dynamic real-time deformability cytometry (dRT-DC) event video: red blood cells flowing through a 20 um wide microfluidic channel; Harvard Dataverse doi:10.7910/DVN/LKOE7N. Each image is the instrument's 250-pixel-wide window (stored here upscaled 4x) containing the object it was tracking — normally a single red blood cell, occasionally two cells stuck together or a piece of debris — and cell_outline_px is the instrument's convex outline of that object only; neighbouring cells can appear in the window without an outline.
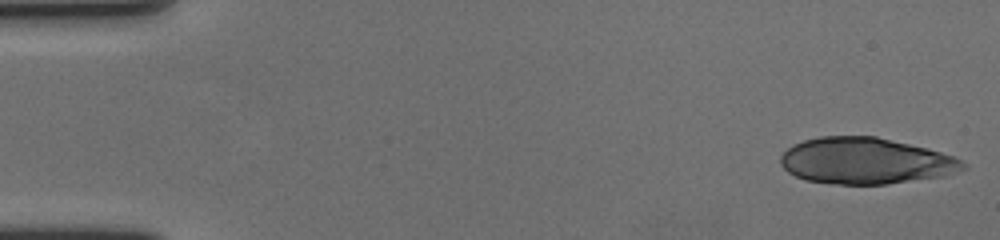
{"species": "human", "species_latin": "Homo sapiens", "temperature_condition": "cold", "stored_images_in_passage": 56, "segment_of_instrument_passage": [1, 2], "camera_frame_rate_fps": 3000, "um_per_image_px": 0.085, "donor": {"sex": "female"}, "frame": {"image": 1, "passage_image": 1, "time_ms": 0.0, "image_size_px": [1000, 240], "cell_outline_px": [[968, 168], [944, 176], [888, 184], [832, 184], [804, 180], [788, 172], [780, 164], [780, 156], [792, 144], [804, 140], [820, 136], [876, 136], [928, 148], [952, 156], [968, 164]], "centroid_in_image_um": [73.57, 13.68], "position_along_channel_um": 11.4, "area_um2": 49.48}}
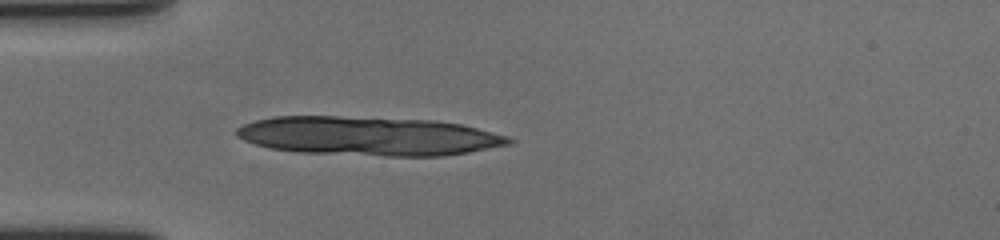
{"frame": {"image": 2, "passage_image": 16, "time_ms": 5.0, "image_size_px": [1000, 240], "cell_outline_px": [[516, 140], [512, 144], [468, 152], [444, 156], [388, 156], [296, 152], [268, 148], [252, 144], [236, 136], [236, 128], [244, 124], [256, 120], [272, 116], [340, 116], [436, 120], [460, 124], [508, 136]], "centroid_in_image_um": [31.3, 11.56], "position_along_channel_um": 53.7, "area_um2": 62.19}}